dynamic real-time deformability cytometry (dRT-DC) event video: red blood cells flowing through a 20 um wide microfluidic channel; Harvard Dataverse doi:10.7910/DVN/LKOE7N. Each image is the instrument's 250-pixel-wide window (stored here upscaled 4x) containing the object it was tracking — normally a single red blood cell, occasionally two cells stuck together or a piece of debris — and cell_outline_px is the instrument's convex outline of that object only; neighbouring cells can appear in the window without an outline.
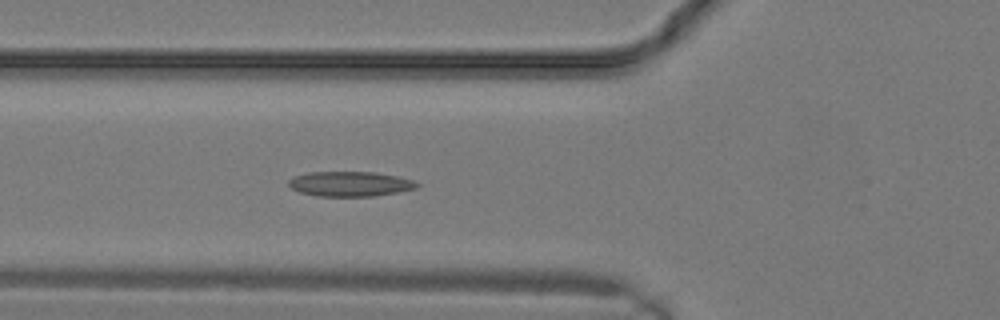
{"species": "common noctule bat (a hibernating species)", "species_latin": "Nyctalus noctula", "temperature_condition": "warm", "stored_images_in_passage": 6, "camera_frame_rate_fps": 3000, "um_per_image_px": 0.085, "animal": {"sex": "male", "body_mass_g": 19.2, "forearm_length_mm": 51.8}, "frame": {"image": 1, "passage_image": 6, "time_ms": 1.667, "image_size_px": [1000, 320], "cell_outline_px": [[420, 184], [416, 188], [376, 196], [316, 196], [300, 192], [292, 188], [288, 184], [288, 180], [296, 176], [308, 172], [376, 172], [396, 176], [412, 180]], "centroid_in_image_um": [29.74, 15.63], "position_along_channel_um": 96.1, "area_um2": 18.5}}